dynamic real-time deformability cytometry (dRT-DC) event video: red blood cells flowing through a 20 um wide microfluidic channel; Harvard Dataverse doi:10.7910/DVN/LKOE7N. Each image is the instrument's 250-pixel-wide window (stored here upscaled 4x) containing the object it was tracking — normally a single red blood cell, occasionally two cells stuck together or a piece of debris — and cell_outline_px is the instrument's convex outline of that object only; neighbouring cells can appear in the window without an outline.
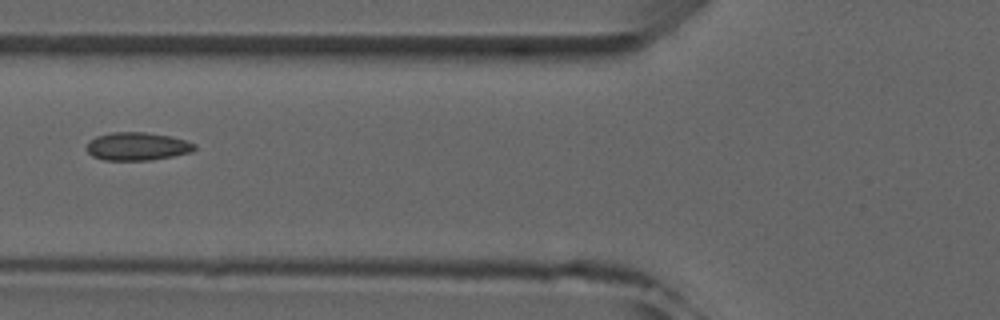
{"species": "common noctule bat (a hibernating species)", "species_latin": "Nyctalus noctula", "temperature_condition": "room temperature", "stored_images_in_passage": 5, "camera_frame_rate_fps": 3000, "um_per_image_px": 0.085, "animal": {"sex": "male", "forearm_length_mm": 52.5}, "frame": {"image": 1, "passage_image": 5, "time_ms": 5.333, "image_size_px": [1000, 320], "cell_outline_px": [[196, 148], [192, 152], [172, 156], [148, 160], [104, 160], [92, 156], [88, 152], [88, 144], [96, 136], [112, 132], [144, 132], [168, 136], [184, 140], [196, 144]], "centroid_in_image_um": [11.67, 12.44], "position_along_channel_um": 114.1, "area_um2": 17.4}}